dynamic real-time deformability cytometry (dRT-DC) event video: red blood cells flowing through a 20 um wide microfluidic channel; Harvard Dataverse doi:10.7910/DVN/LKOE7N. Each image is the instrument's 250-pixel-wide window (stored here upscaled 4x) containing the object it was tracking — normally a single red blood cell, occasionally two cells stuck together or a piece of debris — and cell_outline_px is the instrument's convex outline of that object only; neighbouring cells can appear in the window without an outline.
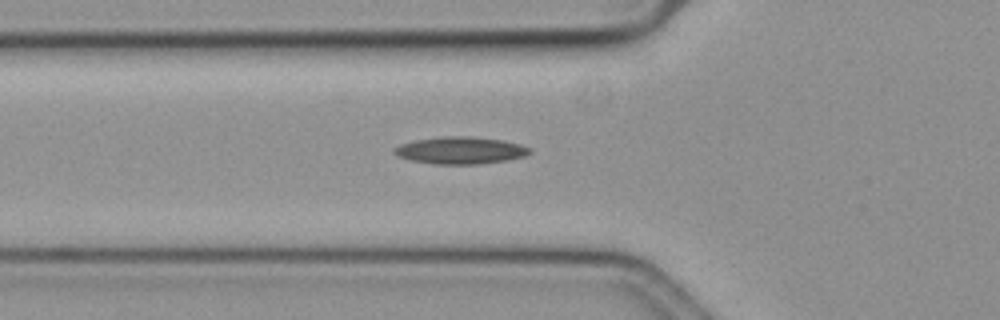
{"species": "common noctule bat (a hibernating species)", "species_latin": "Nyctalus noctula", "temperature_condition": "cold", "stored_images_in_passage": 4, "camera_frame_rate_fps": 3000, "um_per_image_px": 0.085, "animal": {"sex": "female", "body_mass_g": 19.3, "forearm_length_mm": 54.1}, "frame": {"image": 1, "passage_image": 2, "time_ms": 0.333, "image_size_px": [1000, 320], "cell_outline_px": [[532, 152], [524, 156], [508, 160], [480, 164], [432, 164], [408, 160], [396, 156], [392, 152], [392, 148], [400, 144], [416, 140], [444, 136], [472, 136], [500, 140], [516, 144], [528, 148]], "centroid_in_image_um": [39.04, 12.79], "position_along_channel_um": 86.8, "area_um2": 21.44}}